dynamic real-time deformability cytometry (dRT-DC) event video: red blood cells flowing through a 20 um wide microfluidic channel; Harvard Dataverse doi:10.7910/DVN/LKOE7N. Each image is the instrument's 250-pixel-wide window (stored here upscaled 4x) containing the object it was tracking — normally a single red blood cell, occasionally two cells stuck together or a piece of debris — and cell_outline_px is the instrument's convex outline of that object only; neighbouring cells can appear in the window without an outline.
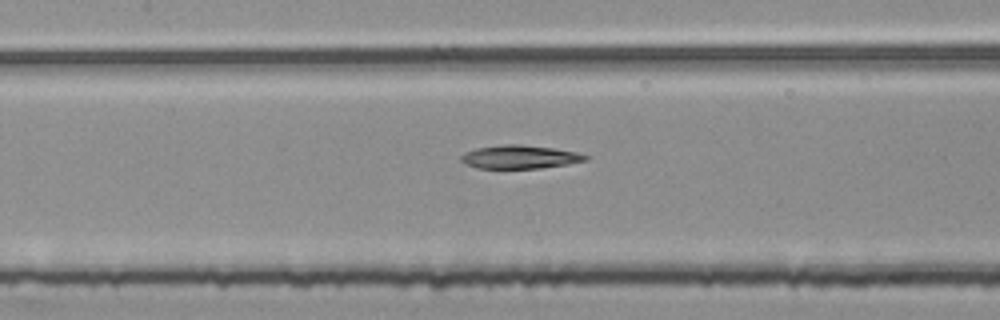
{"species": "common noctule bat (a hibernating species)", "species_latin": "Nyctalus noctula", "temperature_condition": "room temperature", "stored_images_in_passage": 54, "segment_of_instrument_passage": [2, 2], "camera_frame_rate_fps": 3000, "um_per_image_px": 0.085, "animal": {"sex": "female", "body_mass_g": 25.1}, "frame": {"image": 1, "passage_image": 25, "time_ms": 8.0, "image_size_px": [1000, 320], "cell_outline_px": [[588, 160], [568, 164], [540, 168], [476, 168], [464, 164], [460, 160], [460, 156], [464, 152], [476, 148], [504, 144], [520, 144], [552, 148], [576, 152], [588, 156]], "centroid_in_image_um": [44.14, 13.34], "position_along_channel_um": 163.3, "area_um2": 16.99}}
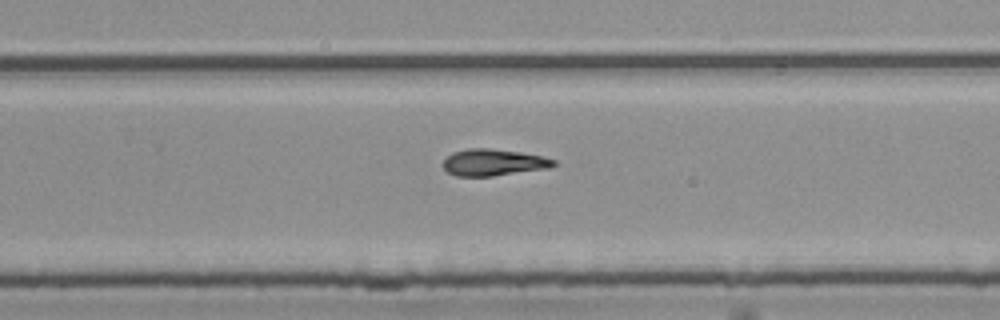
{"frame": {"image": 2, "passage_image": 35, "time_ms": 11.333, "image_size_px": [1000, 320], "cell_outline_px": [[556, 164], [548, 168], [492, 176], [456, 176], [448, 172], [440, 164], [452, 152], [468, 148], [488, 148], [520, 152], [540, 156], [556, 160]], "centroid_in_image_um": [41.89, 13.8], "position_along_channel_um": 287.9, "area_um2": 17.11}}
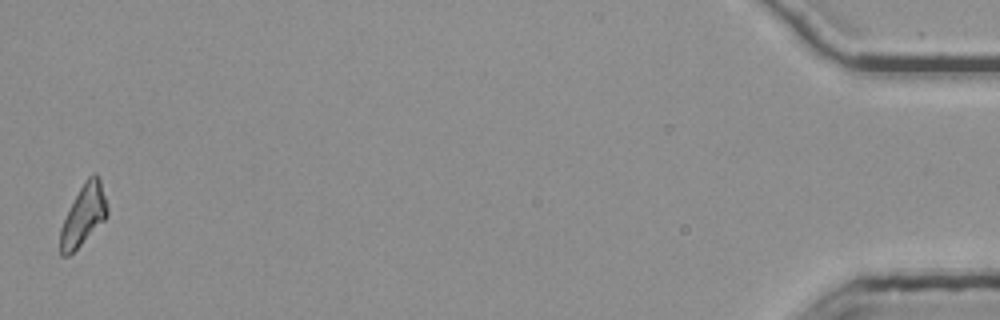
{"frame": {"image": 3, "passage_image": 54, "time_ms": 17.667, "image_size_px": [1000, 320], "cell_outline_px": [[108, 216], [68, 256], [60, 256], [60, 228], [84, 180], [92, 172], [96, 172], [100, 176], [108, 208]], "centroid_in_image_um": [7.12, 18.23], "position_along_channel_um": 428.1, "area_um2": 16.36}}